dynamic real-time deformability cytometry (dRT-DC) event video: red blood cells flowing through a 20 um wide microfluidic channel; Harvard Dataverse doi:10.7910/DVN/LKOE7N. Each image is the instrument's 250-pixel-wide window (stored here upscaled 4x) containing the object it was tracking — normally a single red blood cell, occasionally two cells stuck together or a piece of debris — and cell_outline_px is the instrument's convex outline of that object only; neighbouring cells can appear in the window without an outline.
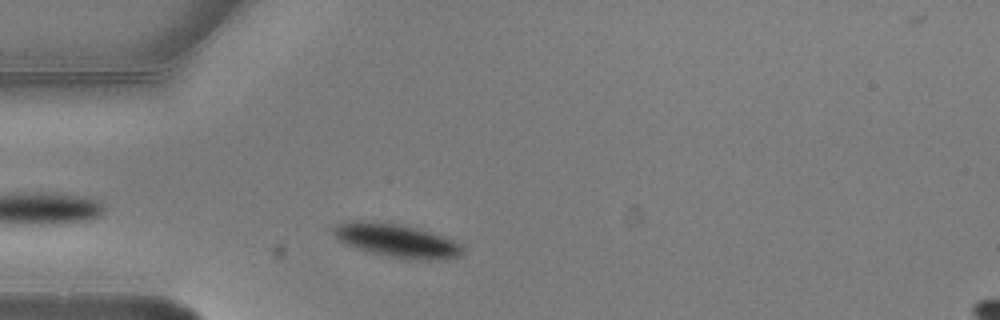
{"species": "common noctule bat (a hibernating species)", "species_latin": "Nyctalus noctula", "temperature_condition": "warm", "stored_images_in_passage": 1, "camera_frame_rate_fps": 3000, "um_per_image_px": 0.085, "animal": {"sex": "male", "body_mass_g": 20.5, "forearm_length_mm": 52.5}, "frame": {"image": 1, "passage_image": 1, "time_ms": 0.0, "image_size_px": [1000, 320], "cell_outline_px": [[464, 252], [460, 256], [428, 260], [400, 260], [364, 252], [340, 240], [332, 232], [332, 228], [336, 224], [348, 220], [376, 220], [400, 224], [416, 228], [452, 240], [460, 244], [464, 248]], "centroid_in_image_um": [33.64, 20.45], "position_along_channel_um": 51.4, "area_um2": 25.61}}